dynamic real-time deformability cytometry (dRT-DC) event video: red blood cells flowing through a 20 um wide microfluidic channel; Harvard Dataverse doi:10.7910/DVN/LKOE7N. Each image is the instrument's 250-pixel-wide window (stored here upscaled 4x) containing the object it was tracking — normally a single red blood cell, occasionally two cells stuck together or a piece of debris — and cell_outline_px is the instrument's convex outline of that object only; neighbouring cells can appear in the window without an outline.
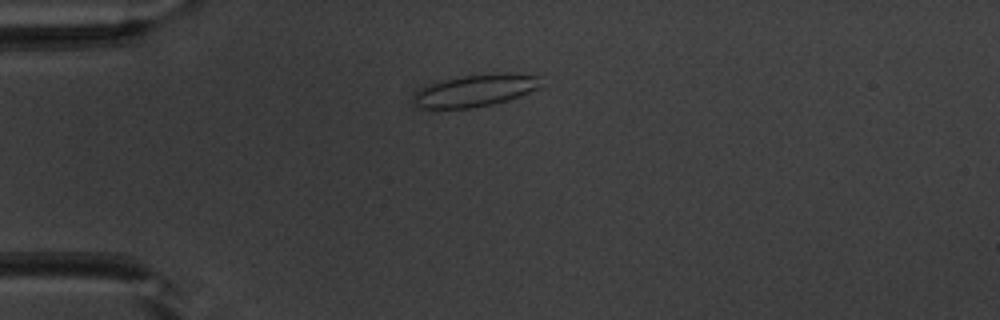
{"species": "common noctule bat (a hibernating species)", "species_latin": "Nyctalus noctula", "temperature_condition": "warm", "stored_images_in_passage": 40, "camera_frame_rate_fps": 3000, "um_per_image_px": 0.085, "animal": {"sex": "male", "body_mass_g": 20.1, "forearm_length_mm": 53.5}, "frame": {"image": 1, "passage_image": 2, "time_ms": 0.333, "image_size_px": [1000, 320], "cell_outline_px": [[544, 84], [540, 88], [508, 100], [492, 104], [472, 108], [424, 108], [416, 104], [416, 92], [432, 84], [444, 80], [464, 76], [488, 72], [508, 72], [540, 76]], "centroid_in_image_um": [40.56, 7.66], "position_along_channel_um": 44.4, "area_um2": 23.7}}
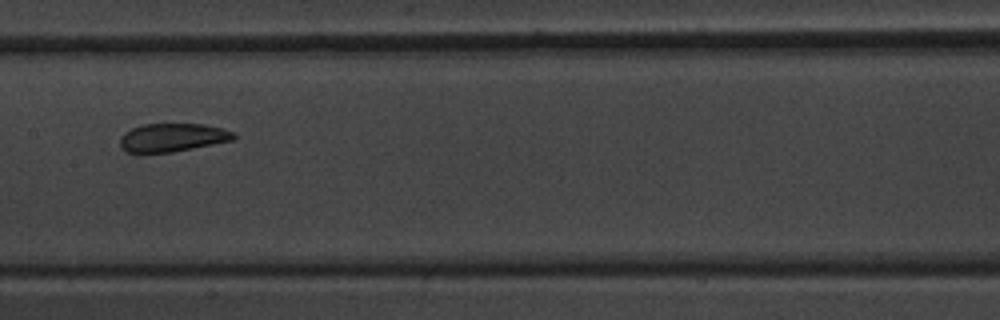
{"frame": {"image": 2, "passage_image": 15, "time_ms": 4.667, "image_size_px": [1000, 320], "cell_outline_px": [[236, 140], [172, 152], [128, 152], [120, 148], [120, 136], [124, 132], [140, 124], [204, 124], [220, 128], [232, 132], [236, 136]], "centroid_in_image_um": [14.65, 11.68], "position_along_channel_um": 192.8, "area_um2": 18.79}}
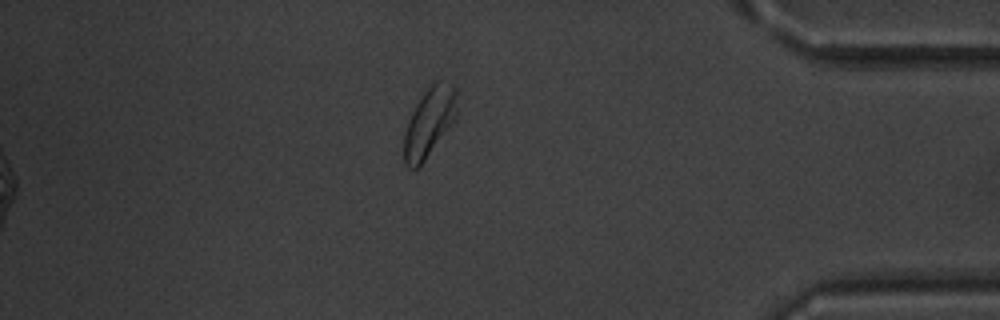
{"frame": {"image": 3, "passage_image": 33, "time_ms": 10.667, "image_size_px": [1000, 320], "cell_outline_px": [[456, 120], [424, 160], [416, 168], [408, 168], [404, 164], [404, 136], [412, 112], [416, 104], [424, 92], [436, 80], [452, 80], [456, 88]], "centroid_in_image_um": [36.52, 10.34], "position_along_channel_um": 398.7, "area_um2": 21.27}, "authors_computed_cell_mechanics": {"area_um2": 20.1144, "velocity_mm_per_s": 3.9612, "shape_relaxation_time_tau1_ms": 2.7684, "shape_relaxation_time_tau2_ms": 1.3931, "deformation_change_tau1": 0.1131, "deformation_change_tau2": 0.0531}}